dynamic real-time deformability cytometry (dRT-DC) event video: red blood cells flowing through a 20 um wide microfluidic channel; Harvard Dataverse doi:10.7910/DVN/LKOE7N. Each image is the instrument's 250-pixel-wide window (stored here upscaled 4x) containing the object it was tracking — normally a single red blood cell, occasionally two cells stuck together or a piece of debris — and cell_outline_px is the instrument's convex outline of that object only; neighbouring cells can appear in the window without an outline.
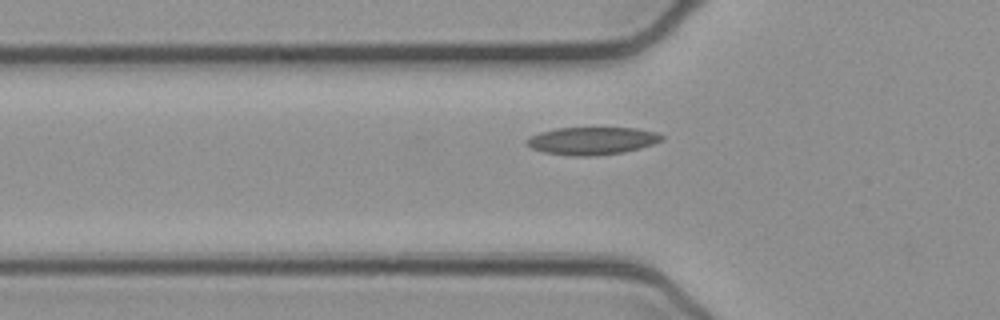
{"species": "common noctule bat (a hibernating species)", "species_latin": "Nyctalus noctula", "temperature_condition": "cold", "stored_images_in_passage": 23, "camera_frame_rate_fps": 3000, "um_per_image_px": 0.085, "animal": {"sex": "female", "body_mass_g": 21.9}, "frame": {"image": 1, "passage_image": 8, "time_ms": 2.333, "image_size_px": [1000, 320], "cell_outline_px": [[664, 140], [640, 148], [624, 152], [592, 156], [572, 156], [544, 152], [532, 148], [524, 144], [524, 140], [540, 132], [556, 128], [636, 128], [656, 132], [664, 136]], "centroid_in_image_um": [50.32, 11.97], "position_along_channel_um": 75.5, "area_um2": 21.79}}
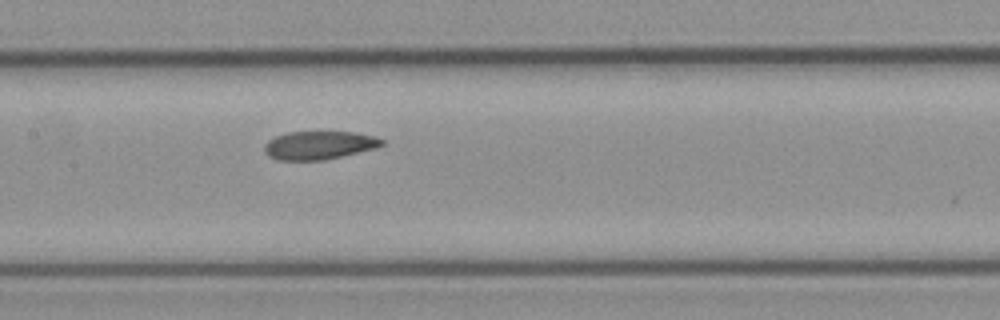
{"frame": {"image": 2, "passage_image": 16, "time_ms": 5.0, "image_size_px": [1000, 320], "cell_outline_px": [[384, 144], [376, 148], [324, 160], [276, 160], [268, 156], [264, 152], [264, 144], [268, 140], [276, 136], [288, 132], [356, 132], [376, 136], [384, 140]], "centroid_in_image_um": [27.11, 12.34], "position_along_channel_um": 180.3, "area_um2": 19.48}}
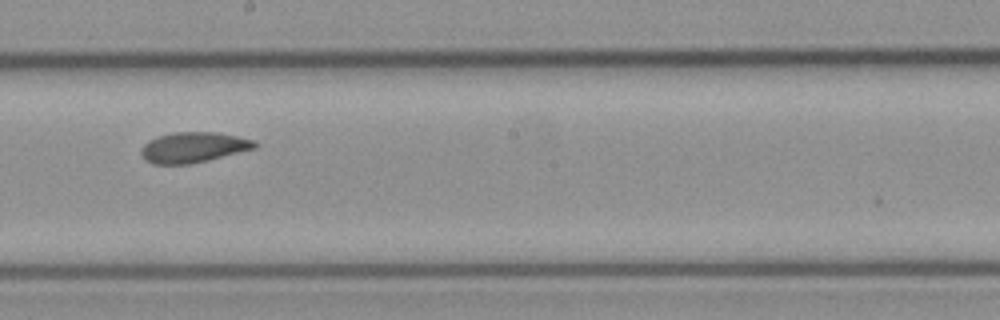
{"frame": {"image": 3, "passage_image": 20, "time_ms": 6.333, "image_size_px": [1000, 320], "cell_outline_px": [[260, 144], [256, 148], [192, 164], [152, 164], [144, 160], [140, 156], [140, 148], [144, 144], [160, 136], [172, 132], [216, 132], [256, 140]], "centroid_in_image_um": [16.44, 12.53], "position_along_channel_um": 231.8, "area_um2": 20.29}}